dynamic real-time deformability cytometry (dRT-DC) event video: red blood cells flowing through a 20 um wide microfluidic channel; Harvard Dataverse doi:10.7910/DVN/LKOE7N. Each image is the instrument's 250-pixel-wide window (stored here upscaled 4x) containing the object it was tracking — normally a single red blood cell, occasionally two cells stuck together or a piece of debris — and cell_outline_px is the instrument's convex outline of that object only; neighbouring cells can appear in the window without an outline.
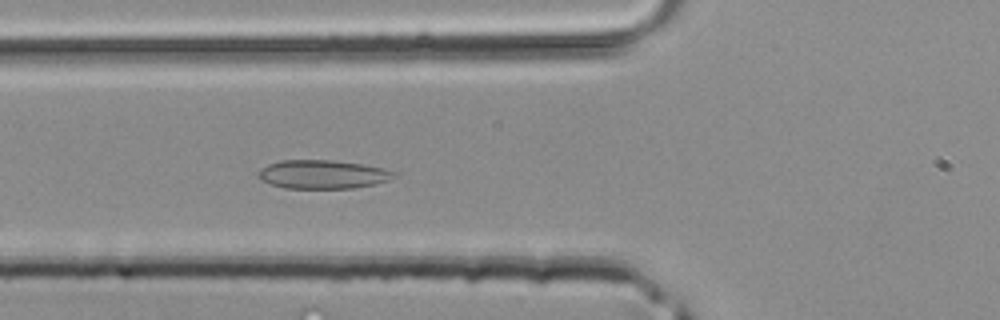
{"species": "common noctule bat (a hibernating species)", "species_latin": "Nyctalus noctula", "temperature_condition": "room temperature", "stored_images_in_passage": 27, "camera_frame_rate_fps": 3000, "um_per_image_px": 0.085, "animal": {"sex": "male", "body_mass_g": 20.4}, "frame": {"image": 1, "passage_image": 6, "time_ms": 1.667, "image_size_px": [1000, 320], "cell_outline_px": [[396, 176], [388, 180], [372, 184], [352, 188], [284, 188], [260, 180], [260, 172], [268, 164], [280, 160], [332, 160], [364, 164], [384, 168], [396, 172]], "centroid_in_image_um": [27.46, 14.81], "position_along_channel_um": 98.3, "area_um2": 22.43}}
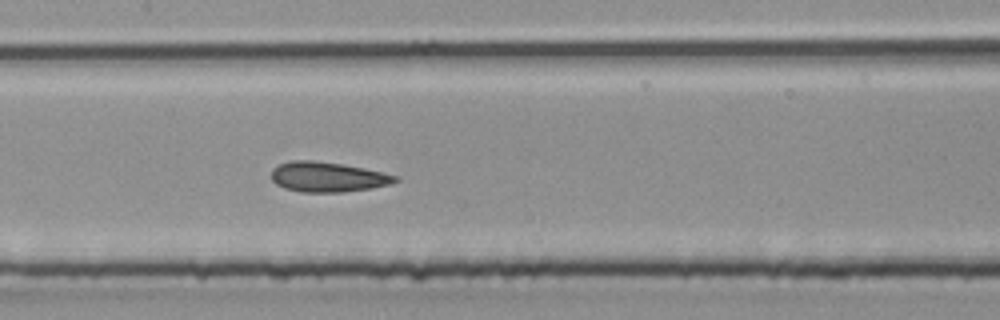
{"frame": {"image": 2, "passage_image": 11, "time_ms": 3.333, "image_size_px": [1000, 320], "cell_outline_px": [[400, 180], [392, 184], [372, 188], [340, 192], [300, 192], [284, 188], [276, 184], [272, 180], [272, 168], [280, 164], [292, 160], [312, 160], [340, 164], [364, 168], [400, 176]], "centroid_in_image_um": [27.88, 15.04], "position_along_channel_um": 179.5, "area_um2": 21.73}}
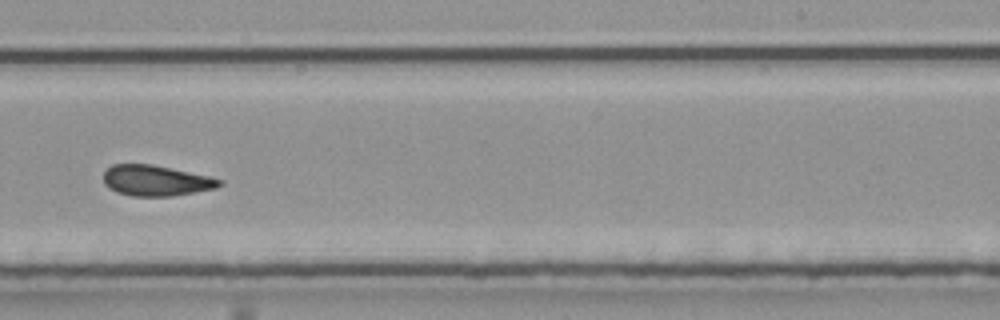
{"frame": {"image": 3, "passage_image": 17, "time_ms": 5.333, "image_size_px": [1000, 320], "cell_outline_px": [[224, 184], [216, 188], [172, 196], [132, 196], [116, 192], [108, 188], [104, 184], [104, 172], [112, 164], [152, 164], [224, 180]], "centroid_in_image_um": [13.23, 15.35], "position_along_channel_um": 275.8, "area_um2": 20.63}}